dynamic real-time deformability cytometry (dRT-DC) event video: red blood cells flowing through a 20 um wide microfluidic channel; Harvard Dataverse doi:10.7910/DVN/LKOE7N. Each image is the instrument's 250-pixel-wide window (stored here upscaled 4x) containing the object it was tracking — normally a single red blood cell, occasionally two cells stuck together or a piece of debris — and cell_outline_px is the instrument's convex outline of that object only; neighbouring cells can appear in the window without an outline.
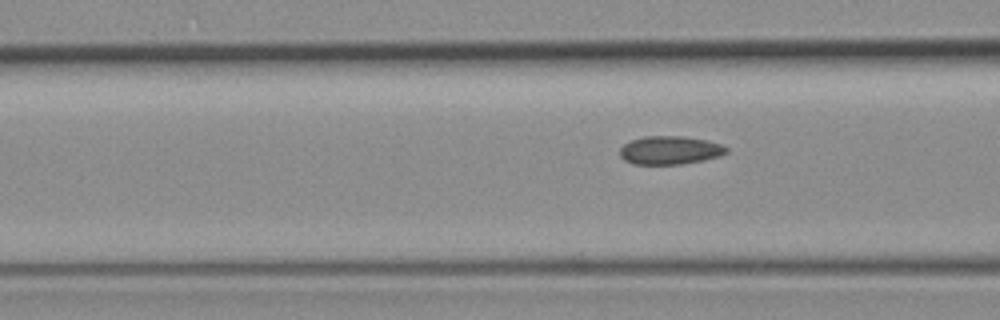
{"species": "common noctule bat (a hibernating species)", "species_latin": "Nyctalus noctula", "temperature_condition": "room temperature", "stored_images_in_passage": 7, "camera_frame_rate_fps": 3000, "um_per_image_px": 0.085, "animal": {"sex": "female", "body_mass_g": 19.3, "forearm_length_mm": 54.1}, "frame": {"image": 1, "passage_image": 7, "time_ms": 7.667, "image_size_px": [1000, 320], "cell_outline_px": [[728, 152], [720, 156], [704, 160], [680, 164], [632, 164], [624, 160], [620, 156], [620, 148], [624, 144], [632, 140], [644, 136], [680, 136], [704, 140], [720, 144], [728, 148]], "centroid_in_image_um": [56.93, 12.78], "position_along_channel_um": 109.7, "area_um2": 17.51}}